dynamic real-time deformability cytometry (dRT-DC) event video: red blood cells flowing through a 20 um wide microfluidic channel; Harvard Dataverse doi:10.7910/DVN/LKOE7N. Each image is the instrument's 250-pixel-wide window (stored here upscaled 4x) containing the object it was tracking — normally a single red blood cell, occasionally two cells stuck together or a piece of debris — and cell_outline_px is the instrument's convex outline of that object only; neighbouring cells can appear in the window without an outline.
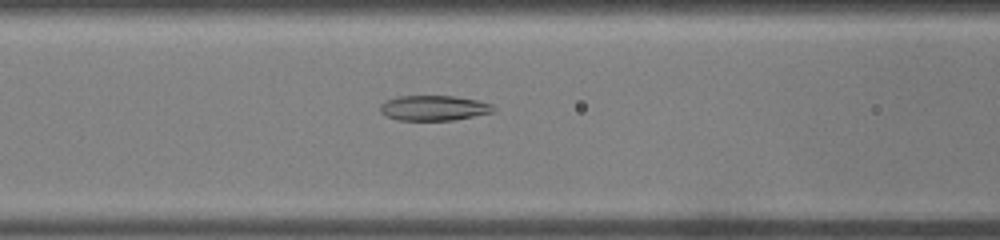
{"species": "common noctule bat (a hibernating species)", "species_latin": "Nyctalus noctula", "temperature_condition": "warm", "stored_images_in_passage": 27, "camera_frame_rate_fps": 3000, "um_per_image_px": 0.085, "animal": {"sex": "male", "body_mass_g": 19.0, "forearm_length_mm": 50.8}, "frame": {"image": 1, "passage_image": 5, "time_ms": 1.333, "image_size_px": [1000, 240], "cell_outline_px": [[496, 112], [452, 120], [396, 120], [384, 116], [380, 112], [380, 104], [384, 100], [396, 96], [452, 96], [476, 100], [492, 104], [496, 108]], "centroid_in_image_um": [36.84, 9.18], "position_along_channel_um": 129.8, "area_um2": 16.82}}
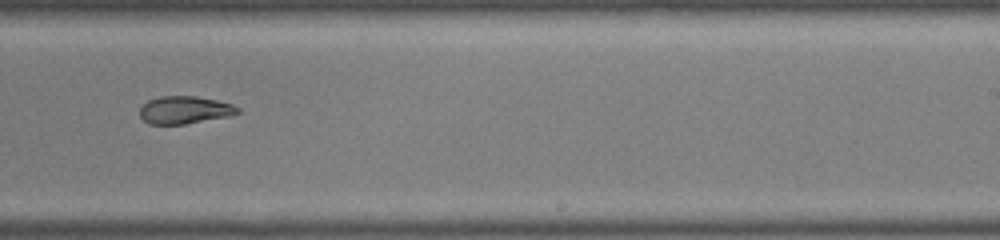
{"frame": {"image": 2, "passage_image": 13, "time_ms": 4.0, "image_size_px": [1000, 240], "cell_outline_px": [[240, 112], [228, 116], [184, 124], [148, 124], [140, 116], [140, 108], [148, 100], [160, 96], [196, 96], [216, 100], [232, 104], [240, 108]], "centroid_in_image_um": [15.69, 9.34], "position_along_channel_um": 273.3, "area_um2": 15.66}}
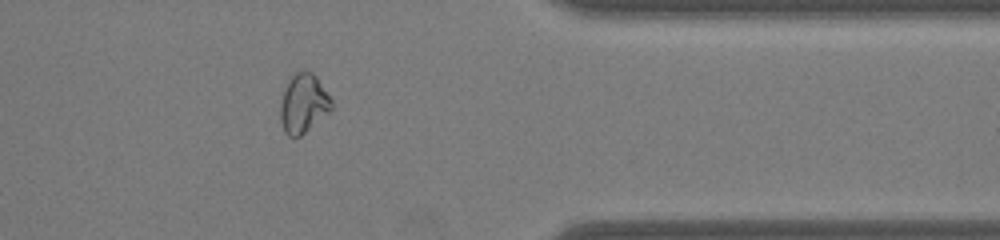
{"frame": {"image": 3, "passage_image": 20, "time_ms": 6.333, "image_size_px": [1000, 240], "cell_outline_px": [[332, 108], [328, 112], [300, 136], [288, 136], [284, 132], [280, 120], [280, 100], [284, 88], [292, 72], [312, 72], [316, 76], [332, 100]], "centroid_in_image_um": [25.75, 8.78], "position_along_channel_um": 385.7, "area_um2": 17.51}}